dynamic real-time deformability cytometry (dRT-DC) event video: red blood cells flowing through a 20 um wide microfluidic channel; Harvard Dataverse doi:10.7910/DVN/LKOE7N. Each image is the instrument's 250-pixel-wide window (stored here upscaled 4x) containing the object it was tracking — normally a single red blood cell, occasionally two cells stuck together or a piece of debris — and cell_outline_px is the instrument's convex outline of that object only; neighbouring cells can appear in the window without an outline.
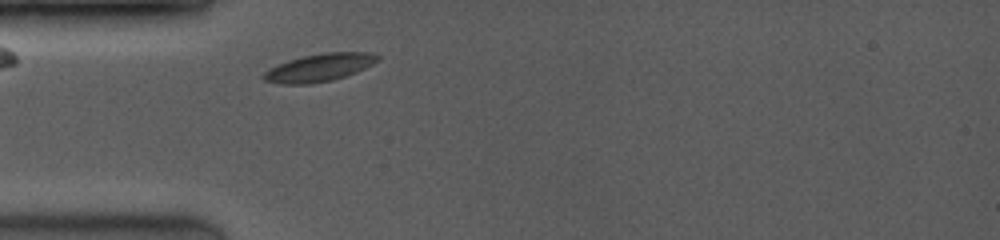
{"species": "common noctule bat (a hibernating species)", "species_latin": "Nyctalus noctula", "temperature_condition": "room temperature", "stored_images_in_passage": 12, "camera_frame_rate_fps": 3500, "um_per_image_px": 0.085, "animal": {"sex": "female", "body_mass_g": 19.0, "forearm_length_mm": 53.3}, "frame": {"image": 1, "passage_image": 3, "time_ms": 0.857, "image_size_px": [1000, 240], "cell_outline_px": [[380, 60], [356, 72], [332, 80], [312, 84], [280, 84], [264, 80], [260, 76], [264, 72], [288, 60], [304, 56], [324, 52], [368, 52], [380, 56]], "centroid_in_image_um": [27.15, 5.75], "position_along_channel_um": 57.9, "area_um2": 18.32}}